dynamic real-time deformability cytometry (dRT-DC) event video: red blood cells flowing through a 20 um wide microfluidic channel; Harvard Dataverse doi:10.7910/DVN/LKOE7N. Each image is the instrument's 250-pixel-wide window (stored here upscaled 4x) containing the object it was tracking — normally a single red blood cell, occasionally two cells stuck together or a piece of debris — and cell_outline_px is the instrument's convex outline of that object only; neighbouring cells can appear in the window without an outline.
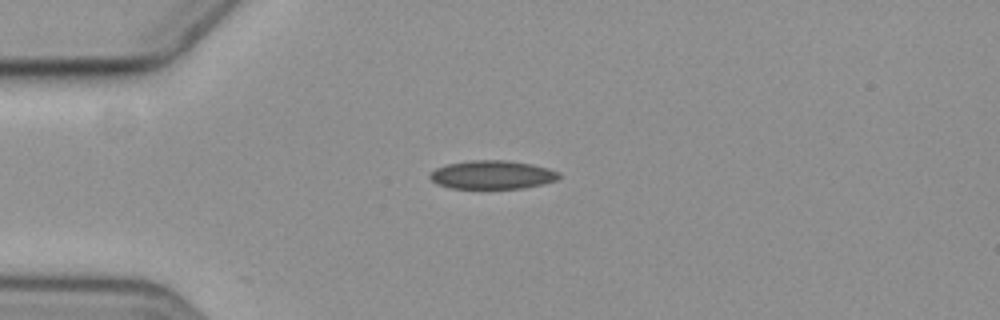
{"species": "common noctule bat (a hibernating species)", "species_latin": "Nyctalus noctula", "temperature_condition": "cold", "stored_images_in_passage": 4, "camera_frame_rate_fps": 3000, "um_per_image_px": 0.085, "animal": {"sex": "female", "body_mass_g": 19.3, "forearm_length_mm": 54.1}, "frame": {"image": 1, "passage_image": 3, "time_ms": 2.333, "image_size_px": [1000, 320], "cell_outline_px": [[560, 176], [556, 180], [544, 184], [524, 188], [452, 188], [436, 184], [428, 176], [436, 168], [448, 164], [468, 160], [504, 160], [532, 164], [548, 168], [560, 172]], "centroid_in_image_um": [41.86, 14.85], "position_along_channel_um": 43.1, "area_um2": 21.44}}